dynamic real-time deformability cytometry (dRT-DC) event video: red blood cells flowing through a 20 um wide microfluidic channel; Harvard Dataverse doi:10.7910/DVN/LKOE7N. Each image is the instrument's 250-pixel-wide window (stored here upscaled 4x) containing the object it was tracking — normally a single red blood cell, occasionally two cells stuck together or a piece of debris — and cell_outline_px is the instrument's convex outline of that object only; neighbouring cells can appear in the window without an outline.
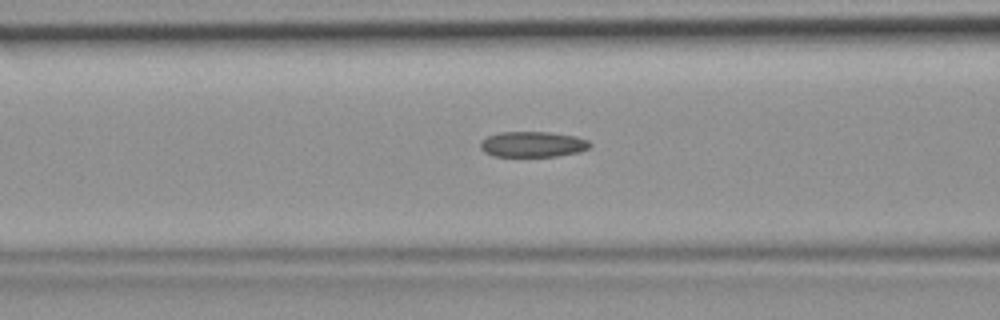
{"species": "common noctule bat (a hibernating species)", "species_latin": "Nyctalus noctula", "temperature_condition": "room temperature", "stored_images_in_passage": 32, "camera_frame_rate_fps": 3000, "um_per_image_px": 0.085, "animal": {"sex": "female", "body_mass_g": 19.9}, "frame": {"image": 1, "passage_image": 4, "time_ms": 1.0, "image_size_px": [1000, 320], "cell_outline_px": [[592, 144], [588, 148], [580, 152], [556, 156], [492, 156], [484, 152], [480, 148], [480, 140], [488, 136], [500, 132], [548, 132], [576, 136], [588, 140]], "centroid_in_image_um": [45.27, 12.26], "position_along_channel_um": 121.3, "area_um2": 16.42}}
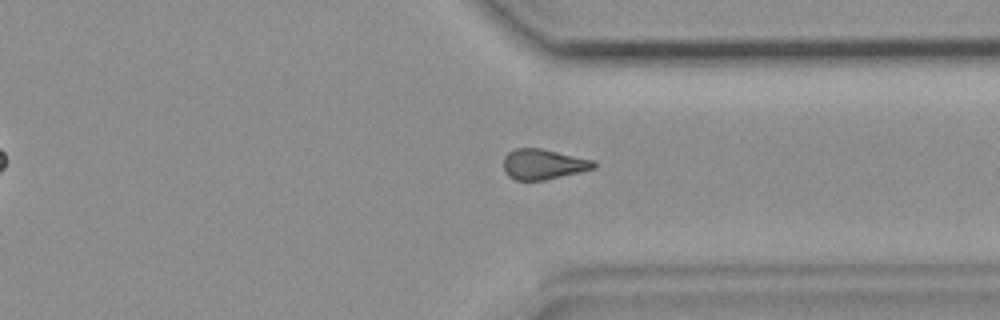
{"frame": {"image": 2, "passage_image": 21, "time_ms": 6.667, "image_size_px": [1000, 320], "cell_outline_px": [[596, 168], [580, 172], [544, 180], [516, 180], [508, 176], [504, 172], [504, 156], [508, 152], [516, 148], [540, 148], [596, 160]], "centroid_in_image_um": [46.19, 13.95], "position_along_channel_um": 365.2, "area_um2": 16.07}}
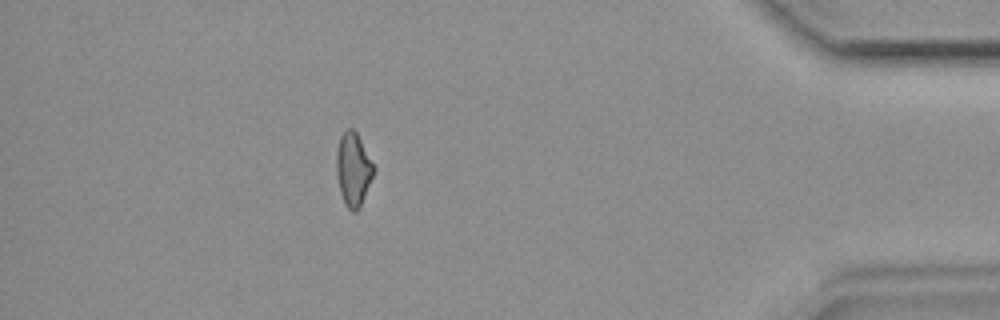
{"frame": {"image": 3, "passage_image": 27, "time_ms": 8.667, "image_size_px": [1000, 320], "cell_outline_px": [[376, 168], [360, 208], [356, 212], [352, 212], [344, 204], [340, 192], [336, 176], [336, 152], [340, 136], [348, 128], [352, 128], [356, 132]], "centroid_in_image_um": [30.02, 14.42], "position_along_channel_um": 405.2, "area_um2": 16.07}}